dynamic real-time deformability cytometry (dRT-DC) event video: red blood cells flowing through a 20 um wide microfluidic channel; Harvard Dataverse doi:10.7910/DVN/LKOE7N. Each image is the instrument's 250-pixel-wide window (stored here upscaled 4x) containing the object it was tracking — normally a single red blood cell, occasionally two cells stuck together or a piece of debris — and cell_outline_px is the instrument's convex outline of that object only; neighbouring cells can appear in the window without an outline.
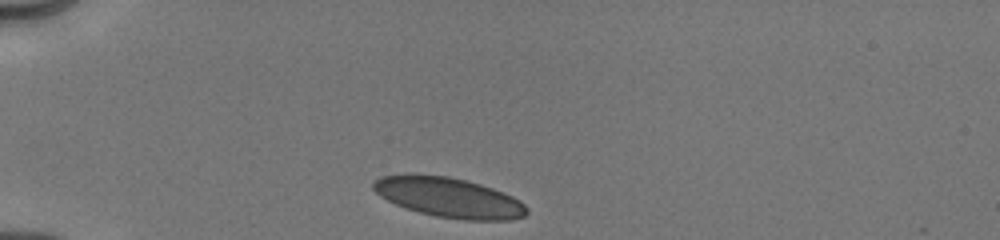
{"species": "human", "species_latin": "Homo sapiens", "temperature_condition": "cold", "stored_images_in_passage": 28, "camera_frame_rate_fps": 3000, "um_per_image_px": 0.085, "donor": {"sex": "male"}, "frame": {"image": 1, "passage_image": 1, "time_ms": 0.0, "image_size_px": [1000, 240], "cell_outline_px": [[528, 212], [524, 216], [512, 220], [464, 220], [436, 216], [404, 208], [380, 196], [372, 188], [372, 184], [380, 176], [448, 176], [468, 180], [504, 192], [520, 200], [528, 208]], "centroid_in_image_um": [38.22, 16.81], "position_along_channel_um": 46.8, "area_um2": 35.2}}
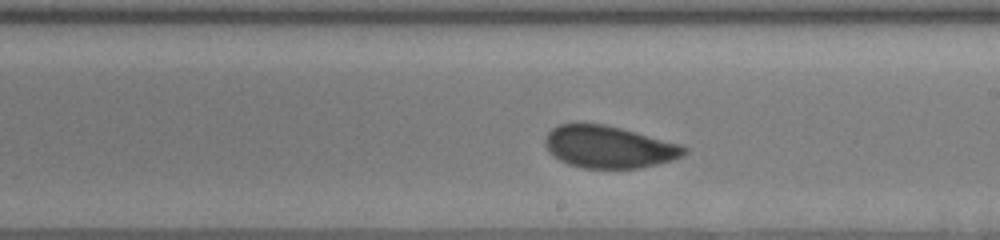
{"frame": {"image": 2, "passage_image": 16, "time_ms": 5.667, "image_size_px": [1000, 240], "cell_outline_px": [[688, 152], [672, 160], [640, 168], [584, 168], [568, 164], [560, 160], [548, 152], [544, 144], [544, 140], [548, 132], [552, 128], [560, 124], [576, 120], [604, 124], [636, 132], [680, 144], [688, 148]], "centroid_in_image_um": [51.69, 12.46], "position_along_channel_um": 237.3, "area_um2": 34.62}}
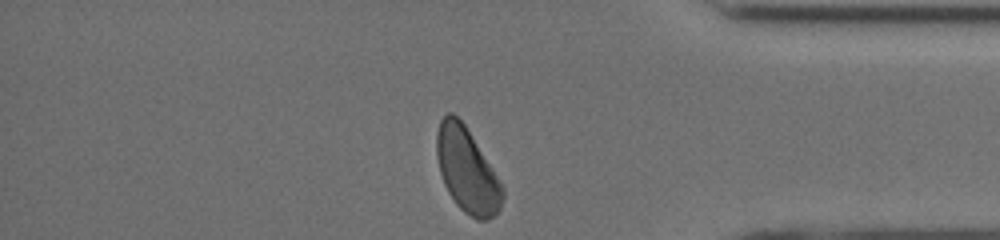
{"frame": {"image": 3, "passage_image": 28, "time_ms": 10.0, "image_size_px": [1000, 240], "cell_outline_px": [[504, 196], [500, 208], [488, 220], [476, 220], [464, 212], [456, 204], [448, 192], [444, 184], [440, 172], [436, 156], [436, 132], [440, 120], [448, 112], [452, 112], [464, 124], [496, 176], [504, 192]], "centroid_in_image_um": [39.65, 14.49], "position_along_channel_um": 395.5, "area_um2": 31.85}, "authors_computed_cell_mechanics": {"area_um2": 34.5933, "velocity_mm_per_s": 3.9941, "shape_relaxation_time_tau1_ms": 5.05, "shape_relaxation_time_tau2_ms": null, "deformation_change_tau1": 0.1012, "deformation_change_tau2": null}}